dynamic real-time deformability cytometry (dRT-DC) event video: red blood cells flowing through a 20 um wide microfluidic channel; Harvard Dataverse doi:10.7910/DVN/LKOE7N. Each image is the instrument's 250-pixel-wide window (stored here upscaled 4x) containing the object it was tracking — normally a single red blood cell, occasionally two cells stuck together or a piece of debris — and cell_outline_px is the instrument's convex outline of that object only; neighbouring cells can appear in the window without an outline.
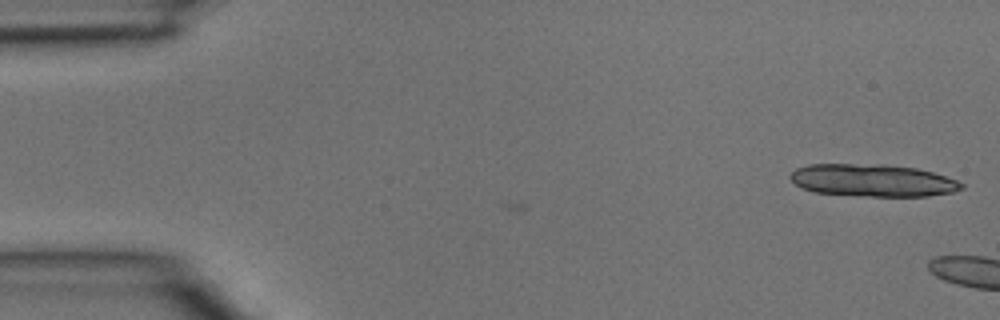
{"species": "common noctule bat (a hibernating species)", "species_latin": "Nyctalus noctula", "temperature_condition": "room temperature", "stored_images_in_passage": 2, "camera_frame_rate_fps": 3000, "um_per_image_px": 0.085, "animal": {"sex": "male", "body_mass_g": 15.6}, "frame": {"image": 1, "passage_image": 1, "time_ms": 0.0, "image_size_px": [1000, 320], "cell_outline_px": [[964, 188], [952, 192], [928, 196], [860, 196], [812, 192], [800, 188], [788, 176], [796, 168], [808, 164], [884, 164], [916, 168], [932, 172], [956, 180], [964, 184]], "centroid_in_image_um": [74.14, 15.33], "position_along_channel_um": 10.9, "area_um2": 32.48}}